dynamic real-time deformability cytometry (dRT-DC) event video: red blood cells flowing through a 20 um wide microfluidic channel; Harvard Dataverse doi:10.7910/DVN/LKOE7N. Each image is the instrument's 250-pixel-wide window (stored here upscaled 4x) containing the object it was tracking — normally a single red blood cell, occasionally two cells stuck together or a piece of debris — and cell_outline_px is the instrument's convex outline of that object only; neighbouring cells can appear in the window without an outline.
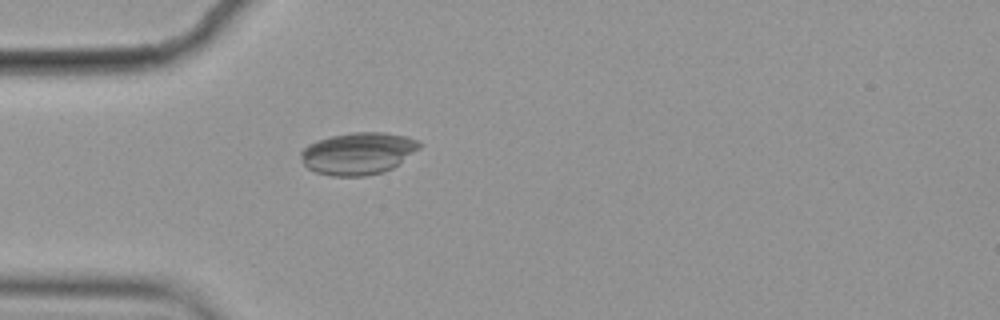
{"species": "common noctule bat (a hibernating species)", "species_latin": "Nyctalus noctula", "temperature_condition": "cold", "stored_images_in_passage": 56, "camera_frame_rate_fps": 3000, "um_per_image_px": 0.085, "animal": {"sex": "female", "body_mass_g": 19.9}, "frame": {"image": 1, "passage_image": 16, "time_ms": 5.0, "image_size_px": [1000, 320], "cell_outline_px": [[424, 144], [420, 148], [392, 168], [384, 172], [364, 176], [332, 176], [316, 172], [308, 168], [304, 164], [300, 156], [300, 152], [308, 144], [316, 140], [332, 136], [352, 132], [384, 132], [404, 136], [420, 140]], "centroid_in_image_um": [30.45, 13.03], "position_along_channel_um": 54.6, "area_um2": 29.19}}
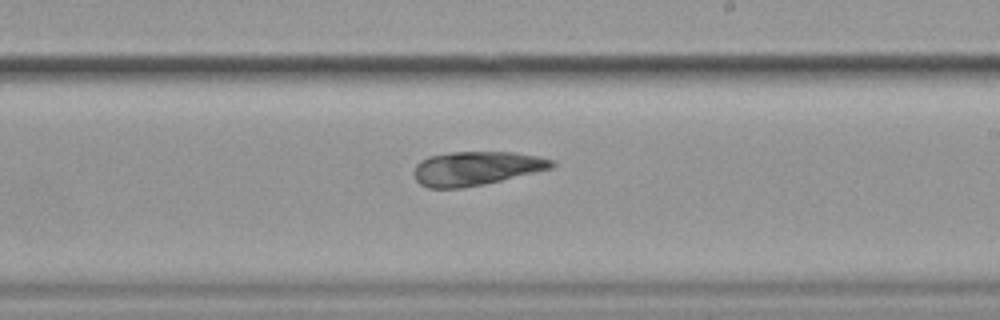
{"frame": {"image": 2, "passage_image": 33, "time_ms": 10.667, "image_size_px": [1000, 320], "cell_outline_px": [[556, 164], [552, 168], [484, 184], [460, 188], [428, 188], [420, 184], [416, 180], [412, 172], [416, 164], [420, 160], [428, 156], [452, 152], [512, 152], [536, 156], [552, 160]], "centroid_in_image_um": [40.41, 14.31], "position_along_channel_um": 248.6, "area_um2": 27.17}}
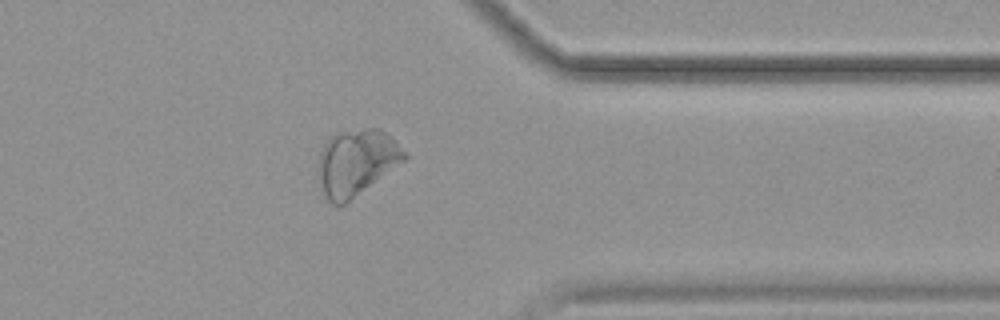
{"frame": {"image": 3, "passage_image": 45, "time_ms": 14.667, "image_size_px": [1000, 320], "cell_outline_px": [[408, 156], [404, 160], [344, 204], [332, 204], [324, 196], [320, 180], [320, 152], [324, 144], [336, 132], [364, 128], [380, 128]], "centroid_in_image_um": [30.27, 13.78], "position_along_channel_um": 381.1, "area_um2": 32.08}}